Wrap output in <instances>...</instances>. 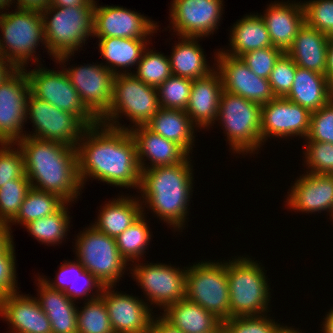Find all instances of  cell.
<instances>
[{"instance_id":"cell-35","label":"cell","mask_w":333,"mask_h":333,"mask_svg":"<svg viewBox=\"0 0 333 333\" xmlns=\"http://www.w3.org/2000/svg\"><path fill=\"white\" fill-rule=\"evenodd\" d=\"M66 203L60 196L31 188L23 200L16 217L8 224L11 231L12 225L18 223L25 226L31 221L57 212Z\"/></svg>"},{"instance_id":"cell-6","label":"cell","mask_w":333,"mask_h":333,"mask_svg":"<svg viewBox=\"0 0 333 333\" xmlns=\"http://www.w3.org/2000/svg\"><path fill=\"white\" fill-rule=\"evenodd\" d=\"M261 104L222 91L217 121L221 123L233 153H255L261 145Z\"/></svg>"},{"instance_id":"cell-44","label":"cell","mask_w":333,"mask_h":333,"mask_svg":"<svg viewBox=\"0 0 333 333\" xmlns=\"http://www.w3.org/2000/svg\"><path fill=\"white\" fill-rule=\"evenodd\" d=\"M265 315L231 317L222 324L225 333H275L281 326Z\"/></svg>"},{"instance_id":"cell-26","label":"cell","mask_w":333,"mask_h":333,"mask_svg":"<svg viewBox=\"0 0 333 333\" xmlns=\"http://www.w3.org/2000/svg\"><path fill=\"white\" fill-rule=\"evenodd\" d=\"M37 278L40 297L36 300L50 320L52 333H78L75 301L63 291L51 288L41 276Z\"/></svg>"},{"instance_id":"cell-45","label":"cell","mask_w":333,"mask_h":333,"mask_svg":"<svg viewBox=\"0 0 333 333\" xmlns=\"http://www.w3.org/2000/svg\"><path fill=\"white\" fill-rule=\"evenodd\" d=\"M297 65L291 57L284 52L276 61L269 77L271 90L275 97H286L293 85Z\"/></svg>"},{"instance_id":"cell-42","label":"cell","mask_w":333,"mask_h":333,"mask_svg":"<svg viewBox=\"0 0 333 333\" xmlns=\"http://www.w3.org/2000/svg\"><path fill=\"white\" fill-rule=\"evenodd\" d=\"M15 143H0V187L14 179L24 177L25 165L21 148Z\"/></svg>"},{"instance_id":"cell-54","label":"cell","mask_w":333,"mask_h":333,"mask_svg":"<svg viewBox=\"0 0 333 333\" xmlns=\"http://www.w3.org/2000/svg\"><path fill=\"white\" fill-rule=\"evenodd\" d=\"M325 75L333 87V34L328 36L327 66Z\"/></svg>"},{"instance_id":"cell-41","label":"cell","mask_w":333,"mask_h":333,"mask_svg":"<svg viewBox=\"0 0 333 333\" xmlns=\"http://www.w3.org/2000/svg\"><path fill=\"white\" fill-rule=\"evenodd\" d=\"M193 80L171 75L158 88L161 108L186 110Z\"/></svg>"},{"instance_id":"cell-16","label":"cell","mask_w":333,"mask_h":333,"mask_svg":"<svg viewBox=\"0 0 333 333\" xmlns=\"http://www.w3.org/2000/svg\"><path fill=\"white\" fill-rule=\"evenodd\" d=\"M85 106L100 120L109 110L115 75L103 63L63 68Z\"/></svg>"},{"instance_id":"cell-29","label":"cell","mask_w":333,"mask_h":333,"mask_svg":"<svg viewBox=\"0 0 333 333\" xmlns=\"http://www.w3.org/2000/svg\"><path fill=\"white\" fill-rule=\"evenodd\" d=\"M122 196L113 198L102 206L98 219L92 223L97 230L115 239L144 212V205L139 198Z\"/></svg>"},{"instance_id":"cell-49","label":"cell","mask_w":333,"mask_h":333,"mask_svg":"<svg viewBox=\"0 0 333 333\" xmlns=\"http://www.w3.org/2000/svg\"><path fill=\"white\" fill-rule=\"evenodd\" d=\"M103 287V284L94 275L85 270V268L76 261V279L73 285L66 288L64 293L69 296L71 300L75 301V303L78 298L81 297V299H83L86 296H88L86 297V301H89L100 297ZM93 289H96V292L94 291L96 294L92 293L93 295L89 296V292L91 293Z\"/></svg>"},{"instance_id":"cell-14","label":"cell","mask_w":333,"mask_h":333,"mask_svg":"<svg viewBox=\"0 0 333 333\" xmlns=\"http://www.w3.org/2000/svg\"><path fill=\"white\" fill-rule=\"evenodd\" d=\"M30 84L24 69H17L0 84V143H17L26 135V104Z\"/></svg>"},{"instance_id":"cell-58","label":"cell","mask_w":333,"mask_h":333,"mask_svg":"<svg viewBox=\"0 0 333 333\" xmlns=\"http://www.w3.org/2000/svg\"><path fill=\"white\" fill-rule=\"evenodd\" d=\"M327 313L328 314L325 315L326 317L323 318L325 321L321 324L323 325L322 332L333 333V307Z\"/></svg>"},{"instance_id":"cell-30","label":"cell","mask_w":333,"mask_h":333,"mask_svg":"<svg viewBox=\"0 0 333 333\" xmlns=\"http://www.w3.org/2000/svg\"><path fill=\"white\" fill-rule=\"evenodd\" d=\"M98 40L100 54L104 60L108 61L103 66L114 75L130 74L131 70L119 71L118 69L120 67L121 69L137 67L136 64L141 60L144 50L149 45L147 43L149 39L108 37L99 38Z\"/></svg>"},{"instance_id":"cell-37","label":"cell","mask_w":333,"mask_h":333,"mask_svg":"<svg viewBox=\"0 0 333 333\" xmlns=\"http://www.w3.org/2000/svg\"><path fill=\"white\" fill-rule=\"evenodd\" d=\"M144 212L133 224L123 231L117 238L116 244L121 256L127 261L136 264L143 257L151 239V232L145 219Z\"/></svg>"},{"instance_id":"cell-46","label":"cell","mask_w":333,"mask_h":333,"mask_svg":"<svg viewBox=\"0 0 333 333\" xmlns=\"http://www.w3.org/2000/svg\"><path fill=\"white\" fill-rule=\"evenodd\" d=\"M306 173L333 174V144L305 142Z\"/></svg>"},{"instance_id":"cell-47","label":"cell","mask_w":333,"mask_h":333,"mask_svg":"<svg viewBox=\"0 0 333 333\" xmlns=\"http://www.w3.org/2000/svg\"><path fill=\"white\" fill-rule=\"evenodd\" d=\"M305 141L333 144V98L317 111L311 112L310 128Z\"/></svg>"},{"instance_id":"cell-17","label":"cell","mask_w":333,"mask_h":333,"mask_svg":"<svg viewBox=\"0 0 333 333\" xmlns=\"http://www.w3.org/2000/svg\"><path fill=\"white\" fill-rule=\"evenodd\" d=\"M216 57V58H215ZM214 59L219 72L223 91L239 95L258 104L269 103L275 98L269 79L257 76L239 57L218 50Z\"/></svg>"},{"instance_id":"cell-50","label":"cell","mask_w":333,"mask_h":333,"mask_svg":"<svg viewBox=\"0 0 333 333\" xmlns=\"http://www.w3.org/2000/svg\"><path fill=\"white\" fill-rule=\"evenodd\" d=\"M14 252V242H12L0 253V299L19 289L16 280V257Z\"/></svg>"},{"instance_id":"cell-4","label":"cell","mask_w":333,"mask_h":333,"mask_svg":"<svg viewBox=\"0 0 333 333\" xmlns=\"http://www.w3.org/2000/svg\"><path fill=\"white\" fill-rule=\"evenodd\" d=\"M94 7L95 1L89 7L49 5L41 11L46 49L56 63L64 65L93 36Z\"/></svg>"},{"instance_id":"cell-56","label":"cell","mask_w":333,"mask_h":333,"mask_svg":"<svg viewBox=\"0 0 333 333\" xmlns=\"http://www.w3.org/2000/svg\"><path fill=\"white\" fill-rule=\"evenodd\" d=\"M95 0H51V6L56 7H89Z\"/></svg>"},{"instance_id":"cell-5","label":"cell","mask_w":333,"mask_h":333,"mask_svg":"<svg viewBox=\"0 0 333 333\" xmlns=\"http://www.w3.org/2000/svg\"><path fill=\"white\" fill-rule=\"evenodd\" d=\"M225 261L229 284L230 318L269 312L271 293L262 265L250 257ZM267 312V313H266Z\"/></svg>"},{"instance_id":"cell-25","label":"cell","mask_w":333,"mask_h":333,"mask_svg":"<svg viewBox=\"0 0 333 333\" xmlns=\"http://www.w3.org/2000/svg\"><path fill=\"white\" fill-rule=\"evenodd\" d=\"M263 19L272 45L284 52L292 45L299 29L305 23V12L301 2H275L268 5Z\"/></svg>"},{"instance_id":"cell-12","label":"cell","mask_w":333,"mask_h":333,"mask_svg":"<svg viewBox=\"0 0 333 333\" xmlns=\"http://www.w3.org/2000/svg\"><path fill=\"white\" fill-rule=\"evenodd\" d=\"M29 115V116H28ZM33 123L34 133L26 136L50 140L77 147L79 139L88 127L77 115L63 111L31 92L26 104V122Z\"/></svg>"},{"instance_id":"cell-32","label":"cell","mask_w":333,"mask_h":333,"mask_svg":"<svg viewBox=\"0 0 333 333\" xmlns=\"http://www.w3.org/2000/svg\"><path fill=\"white\" fill-rule=\"evenodd\" d=\"M146 126L154 133L180 145L188 154L191 153L196 126L184 110L160 107Z\"/></svg>"},{"instance_id":"cell-39","label":"cell","mask_w":333,"mask_h":333,"mask_svg":"<svg viewBox=\"0 0 333 333\" xmlns=\"http://www.w3.org/2000/svg\"><path fill=\"white\" fill-rule=\"evenodd\" d=\"M77 308L78 333H114L108 311L101 297L89 300Z\"/></svg>"},{"instance_id":"cell-34","label":"cell","mask_w":333,"mask_h":333,"mask_svg":"<svg viewBox=\"0 0 333 333\" xmlns=\"http://www.w3.org/2000/svg\"><path fill=\"white\" fill-rule=\"evenodd\" d=\"M178 38L181 41L178 40L172 47L171 57H168L173 75L195 80L215 70L207 64L203 49L198 44V37Z\"/></svg>"},{"instance_id":"cell-7","label":"cell","mask_w":333,"mask_h":333,"mask_svg":"<svg viewBox=\"0 0 333 333\" xmlns=\"http://www.w3.org/2000/svg\"><path fill=\"white\" fill-rule=\"evenodd\" d=\"M0 31L3 36H0V48L6 60L17 69L25 68L28 60H33L32 58L34 63L37 61L38 64L39 58L34 54L35 49L41 42L46 48L40 11L19 8L8 13L0 11Z\"/></svg>"},{"instance_id":"cell-3","label":"cell","mask_w":333,"mask_h":333,"mask_svg":"<svg viewBox=\"0 0 333 333\" xmlns=\"http://www.w3.org/2000/svg\"><path fill=\"white\" fill-rule=\"evenodd\" d=\"M190 156L181 163L141 170L139 191L159 219L175 230L184 229L193 192V166Z\"/></svg>"},{"instance_id":"cell-21","label":"cell","mask_w":333,"mask_h":333,"mask_svg":"<svg viewBox=\"0 0 333 333\" xmlns=\"http://www.w3.org/2000/svg\"><path fill=\"white\" fill-rule=\"evenodd\" d=\"M296 180L287 192L286 205L289 209L330 213L333 206V174L306 173Z\"/></svg>"},{"instance_id":"cell-1","label":"cell","mask_w":333,"mask_h":333,"mask_svg":"<svg viewBox=\"0 0 333 333\" xmlns=\"http://www.w3.org/2000/svg\"><path fill=\"white\" fill-rule=\"evenodd\" d=\"M76 148L82 187L91 177L116 187L139 189L141 168L129 130L99 122L86 128Z\"/></svg>"},{"instance_id":"cell-9","label":"cell","mask_w":333,"mask_h":333,"mask_svg":"<svg viewBox=\"0 0 333 333\" xmlns=\"http://www.w3.org/2000/svg\"><path fill=\"white\" fill-rule=\"evenodd\" d=\"M200 262L187 267L185 298L211 312L223 323L230 318L225 262Z\"/></svg>"},{"instance_id":"cell-27","label":"cell","mask_w":333,"mask_h":333,"mask_svg":"<svg viewBox=\"0 0 333 333\" xmlns=\"http://www.w3.org/2000/svg\"><path fill=\"white\" fill-rule=\"evenodd\" d=\"M327 51L328 35L304 23L286 53L297 67L325 74Z\"/></svg>"},{"instance_id":"cell-43","label":"cell","mask_w":333,"mask_h":333,"mask_svg":"<svg viewBox=\"0 0 333 333\" xmlns=\"http://www.w3.org/2000/svg\"><path fill=\"white\" fill-rule=\"evenodd\" d=\"M303 4L305 23L326 35L333 34V0H311Z\"/></svg>"},{"instance_id":"cell-53","label":"cell","mask_w":333,"mask_h":333,"mask_svg":"<svg viewBox=\"0 0 333 333\" xmlns=\"http://www.w3.org/2000/svg\"><path fill=\"white\" fill-rule=\"evenodd\" d=\"M50 1L51 0H17L15 8L41 12L49 6Z\"/></svg>"},{"instance_id":"cell-23","label":"cell","mask_w":333,"mask_h":333,"mask_svg":"<svg viewBox=\"0 0 333 333\" xmlns=\"http://www.w3.org/2000/svg\"><path fill=\"white\" fill-rule=\"evenodd\" d=\"M128 127L136 144L141 170L181 163L190 156L180 145L154 133L146 125ZM146 159L150 165H146Z\"/></svg>"},{"instance_id":"cell-15","label":"cell","mask_w":333,"mask_h":333,"mask_svg":"<svg viewBox=\"0 0 333 333\" xmlns=\"http://www.w3.org/2000/svg\"><path fill=\"white\" fill-rule=\"evenodd\" d=\"M223 0H173L170 4L172 29L180 37L203 38L218 29Z\"/></svg>"},{"instance_id":"cell-57","label":"cell","mask_w":333,"mask_h":333,"mask_svg":"<svg viewBox=\"0 0 333 333\" xmlns=\"http://www.w3.org/2000/svg\"><path fill=\"white\" fill-rule=\"evenodd\" d=\"M17 68L3 56H0V84L12 75Z\"/></svg>"},{"instance_id":"cell-61","label":"cell","mask_w":333,"mask_h":333,"mask_svg":"<svg viewBox=\"0 0 333 333\" xmlns=\"http://www.w3.org/2000/svg\"><path fill=\"white\" fill-rule=\"evenodd\" d=\"M208 333H225L223 324L221 323L213 332Z\"/></svg>"},{"instance_id":"cell-31","label":"cell","mask_w":333,"mask_h":333,"mask_svg":"<svg viewBox=\"0 0 333 333\" xmlns=\"http://www.w3.org/2000/svg\"><path fill=\"white\" fill-rule=\"evenodd\" d=\"M235 23L230 31L231 50H221L225 54L240 58L247 52L273 46L266 25L258 13L246 15Z\"/></svg>"},{"instance_id":"cell-13","label":"cell","mask_w":333,"mask_h":333,"mask_svg":"<svg viewBox=\"0 0 333 333\" xmlns=\"http://www.w3.org/2000/svg\"><path fill=\"white\" fill-rule=\"evenodd\" d=\"M132 268L129 271H132L134 280L140 283L138 286L143 289L150 305L154 303L164 310L168 305L185 298L187 267L183 270L171 264L142 262Z\"/></svg>"},{"instance_id":"cell-40","label":"cell","mask_w":333,"mask_h":333,"mask_svg":"<svg viewBox=\"0 0 333 333\" xmlns=\"http://www.w3.org/2000/svg\"><path fill=\"white\" fill-rule=\"evenodd\" d=\"M32 188L27 176L14 179L0 187V221L9 224L17 215Z\"/></svg>"},{"instance_id":"cell-11","label":"cell","mask_w":333,"mask_h":333,"mask_svg":"<svg viewBox=\"0 0 333 333\" xmlns=\"http://www.w3.org/2000/svg\"><path fill=\"white\" fill-rule=\"evenodd\" d=\"M23 68L30 84V92L37 98L69 113L77 115L87 126L95 125L100 120L85 106L80 95L73 87L68 75L61 70L45 67Z\"/></svg>"},{"instance_id":"cell-38","label":"cell","mask_w":333,"mask_h":333,"mask_svg":"<svg viewBox=\"0 0 333 333\" xmlns=\"http://www.w3.org/2000/svg\"><path fill=\"white\" fill-rule=\"evenodd\" d=\"M136 73H132L145 84L158 88L171 75L170 61L167 55L146 48L137 64Z\"/></svg>"},{"instance_id":"cell-24","label":"cell","mask_w":333,"mask_h":333,"mask_svg":"<svg viewBox=\"0 0 333 333\" xmlns=\"http://www.w3.org/2000/svg\"><path fill=\"white\" fill-rule=\"evenodd\" d=\"M222 91V80L216 69L193 80L185 112L196 128L208 129L217 121Z\"/></svg>"},{"instance_id":"cell-8","label":"cell","mask_w":333,"mask_h":333,"mask_svg":"<svg viewBox=\"0 0 333 333\" xmlns=\"http://www.w3.org/2000/svg\"><path fill=\"white\" fill-rule=\"evenodd\" d=\"M160 106L157 88L145 84L130 74L115 75L113 81V97L108 112L100 119V123L118 129L121 126L119 117L127 116L135 126L146 125L158 112ZM116 120V121H115Z\"/></svg>"},{"instance_id":"cell-19","label":"cell","mask_w":333,"mask_h":333,"mask_svg":"<svg viewBox=\"0 0 333 333\" xmlns=\"http://www.w3.org/2000/svg\"><path fill=\"white\" fill-rule=\"evenodd\" d=\"M95 1L93 36L97 38L149 39L157 33V22L120 6H98ZM154 22V23H153ZM156 31V32H155ZM149 36V37H148Z\"/></svg>"},{"instance_id":"cell-2","label":"cell","mask_w":333,"mask_h":333,"mask_svg":"<svg viewBox=\"0 0 333 333\" xmlns=\"http://www.w3.org/2000/svg\"><path fill=\"white\" fill-rule=\"evenodd\" d=\"M15 145L23 152L25 174L33 188L56 194L68 203L80 196L83 188L76 147L29 136Z\"/></svg>"},{"instance_id":"cell-52","label":"cell","mask_w":333,"mask_h":333,"mask_svg":"<svg viewBox=\"0 0 333 333\" xmlns=\"http://www.w3.org/2000/svg\"><path fill=\"white\" fill-rule=\"evenodd\" d=\"M150 333H183L179 328L169 323L163 316L152 319Z\"/></svg>"},{"instance_id":"cell-59","label":"cell","mask_w":333,"mask_h":333,"mask_svg":"<svg viewBox=\"0 0 333 333\" xmlns=\"http://www.w3.org/2000/svg\"><path fill=\"white\" fill-rule=\"evenodd\" d=\"M275 333H302V331L300 332L299 329L295 330L292 327H288V326H280Z\"/></svg>"},{"instance_id":"cell-22","label":"cell","mask_w":333,"mask_h":333,"mask_svg":"<svg viewBox=\"0 0 333 333\" xmlns=\"http://www.w3.org/2000/svg\"><path fill=\"white\" fill-rule=\"evenodd\" d=\"M0 316L12 325L10 333H52L50 320L36 297L18 291L0 299Z\"/></svg>"},{"instance_id":"cell-33","label":"cell","mask_w":333,"mask_h":333,"mask_svg":"<svg viewBox=\"0 0 333 333\" xmlns=\"http://www.w3.org/2000/svg\"><path fill=\"white\" fill-rule=\"evenodd\" d=\"M162 316L183 333L213 332L222 323L211 312L187 298L168 305Z\"/></svg>"},{"instance_id":"cell-18","label":"cell","mask_w":333,"mask_h":333,"mask_svg":"<svg viewBox=\"0 0 333 333\" xmlns=\"http://www.w3.org/2000/svg\"><path fill=\"white\" fill-rule=\"evenodd\" d=\"M311 112L286 98L275 97L261 106V143L270 137L306 138Z\"/></svg>"},{"instance_id":"cell-28","label":"cell","mask_w":333,"mask_h":333,"mask_svg":"<svg viewBox=\"0 0 333 333\" xmlns=\"http://www.w3.org/2000/svg\"><path fill=\"white\" fill-rule=\"evenodd\" d=\"M285 98L314 112L333 98V87L325 74L297 67L292 88Z\"/></svg>"},{"instance_id":"cell-10","label":"cell","mask_w":333,"mask_h":333,"mask_svg":"<svg viewBox=\"0 0 333 333\" xmlns=\"http://www.w3.org/2000/svg\"><path fill=\"white\" fill-rule=\"evenodd\" d=\"M81 232L75 239L74 246L78 257L76 261L103 286H116L129 265L119 253L116 239L97 230L93 225Z\"/></svg>"},{"instance_id":"cell-36","label":"cell","mask_w":333,"mask_h":333,"mask_svg":"<svg viewBox=\"0 0 333 333\" xmlns=\"http://www.w3.org/2000/svg\"><path fill=\"white\" fill-rule=\"evenodd\" d=\"M66 202L57 212L29 222L24 227L33 237L44 244H60L67 236L70 216ZM69 226V227H68Z\"/></svg>"},{"instance_id":"cell-62","label":"cell","mask_w":333,"mask_h":333,"mask_svg":"<svg viewBox=\"0 0 333 333\" xmlns=\"http://www.w3.org/2000/svg\"><path fill=\"white\" fill-rule=\"evenodd\" d=\"M330 217L333 219V206H332V209H331V211H330Z\"/></svg>"},{"instance_id":"cell-48","label":"cell","mask_w":333,"mask_h":333,"mask_svg":"<svg viewBox=\"0 0 333 333\" xmlns=\"http://www.w3.org/2000/svg\"><path fill=\"white\" fill-rule=\"evenodd\" d=\"M283 53L282 49L270 46L247 52L240 58L257 76L269 79L276 61Z\"/></svg>"},{"instance_id":"cell-60","label":"cell","mask_w":333,"mask_h":333,"mask_svg":"<svg viewBox=\"0 0 333 333\" xmlns=\"http://www.w3.org/2000/svg\"><path fill=\"white\" fill-rule=\"evenodd\" d=\"M16 1L15 0H0V10H3V9L5 10L7 7L9 8L10 4L12 5V3H15Z\"/></svg>"},{"instance_id":"cell-20","label":"cell","mask_w":333,"mask_h":333,"mask_svg":"<svg viewBox=\"0 0 333 333\" xmlns=\"http://www.w3.org/2000/svg\"><path fill=\"white\" fill-rule=\"evenodd\" d=\"M112 288L115 287L104 286L100 297L106 305L114 333H150L152 319L156 318L151 314L150 305L141 298L115 292Z\"/></svg>"},{"instance_id":"cell-55","label":"cell","mask_w":333,"mask_h":333,"mask_svg":"<svg viewBox=\"0 0 333 333\" xmlns=\"http://www.w3.org/2000/svg\"><path fill=\"white\" fill-rule=\"evenodd\" d=\"M11 233L12 231H10L8 224L0 221V253L13 242Z\"/></svg>"},{"instance_id":"cell-51","label":"cell","mask_w":333,"mask_h":333,"mask_svg":"<svg viewBox=\"0 0 333 333\" xmlns=\"http://www.w3.org/2000/svg\"><path fill=\"white\" fill-rule=\"evenodd\" d=\"M44 282L51 288L57 289L59 291H65L67 287L73 285L76 279V262L66 261L59 269V273L55 276V281L48 280L47 278H42Z\"/></svg>"}]
</instances>
